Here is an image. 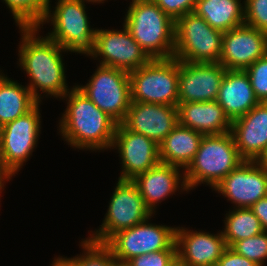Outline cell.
<instances>
[{
	"label": "cell",
	"mask_w": 267,
	"mask_h": 266,
	"mask_svg": "<svg viewBox=\"0 0 267 266\" xmlns=\"http://www.w3.org/2000/svg\"><path fill=\"white\" fill-rule=\"evenodd\" d=\"M177 256V250H160L134 257L128 261L130 266H168Z\"/></svg>",
	"instance_id": "cell-32"
},
{
	"label": "cell",
	"mask_w": 267,
	"mask_h": 266,
	"mask_svg": "<svg viewBox=\"0 0 267 266\" xmlns=\"http://www.w3.org/2000/svg\"><path fill=\"white\" fill-rule=\"evenodd\" d=\"M175 243L177 256L188 266H215L227 247L222 232L214 235L183 227H176Z\"/></svg>",
	"instance_id": "cell-18"
},
{
	"label": "cell",
	"mask_w": 267,
	"mask_h": 266,
	"mask_svg": "<svg viewBox=\"0 0 267 266\" xmlns=\"http://www.w3.org/2000/svg\"><path fill=\"white\" fill-rule=\"evenodd\" d=\"M117 147V148H116ZM118 149L122 171L118 179L133 180L160 163L159 145L152 139L117 124L112 149Z\"/></svg>",
	"instance_id": "cell-14"
},
{
	"label": "cell",
	"mask_w": 267,
	"mask_h": 266,
	"mask_svg": "<svg viewBox=\"0 0 267 266\" xmlns=\"http://www.w3.org/2000/svg\"><path fill=\"white\" fill-rule=\"evenodd\" d=\"M178 124L203 135L231 131L232 122L224 109L215 101L178 103Z\"/></svg>",
	"instance_id": "cell-22"
},
{
	"label": "cell",
	"mask_w": 267,
	"mask_h": 266,
	"mask_svg": "<svg viewBox=\"0 0 267 266\" xmlns=\"http://www.w3.org/2000/svg\"><path fill=\"white\" fill-rule=\"evenodd\" d=\"M64 98L68 105L60 119L59 132L66 143L75 149H111L118 123L100 110L77 85Z\"/></svg>",
	"instance_id": "cell-2"
},
{
	"label": "cell",
	"mask_w": 267,
	"mask_h": 266,
	"mask_svg": "<svg viewBox=\"0 0 267 266\" xmlns=\"http://www.w3.org/2000/svg\"><path fill=\"white\" fill-rule=\"evenodd\" d=\"M54 261V262H53ZM52 261L51 266H76L72 258L67 257H57Z\"/></svg>",
	"instance_id": "cell-36"
},
{
	"label": "cell",
	"mask_w": 267,
	"mask_h": 266,
	"mask_svg": "<svg viewBox=\"0 0 267 266\" xmlns=\"http://www.w3.org/2000/svg\"><path fill=\"white\" fill-rule=\"evenodd\" d=\"M243 161L231 132L204 135L193 160L184 170L186 186L191 190L203 183L213 189Z\"/></svg>",
	"instance_id": "cell-4"
},
{
	"label": "cell",
	"mask_w": 267,
	"mask_h": 266,
	"mask_svg": "<svg viewBox=\"0 0 267 266\" xmlns=\"http://www.w3.org/2000/svg\"><path fill=\"white\" fill-rule=\"evenodd\" d=\"M124 26L151 59L174 56L175 21L153 0L130 2Z\"/></svg>",
	"instance_id": "cell-3"
},
{
	"label": "cell",
	"mask_w": 267,
	"mask_h": 266,
	"mask_svg": "<svg viewBox=\"0 0 267 266\" xmlns=\"http://www.w3.org/2000/svg\"><path fill=\"white\" fill-rule=\"evenodd\" d=\"M86 85H77L85 95L118 124L125 120L130 103L129 73L99 65Z\"/></svg>",
	"instance_id": "cell-10"
},
{
	"label": "cell",
	"mask_w": 267,
	"mask_h": 266,
	"mask_svg": "<svg viewBox=\"0 0 267 266\" xmlns=\"http://www.w3.org/2000/svg\"><path fill=\"white\" fill-rule=\"evenodd\" d=\"M122 124L159 145L178 125L177 106L131 101Z\"/></svg>",
	"instance_id": "cell-17"
},
{
	"label": "cell",
	"mask_w": 267,
	"mask_h": 266,
	"mask_svg": "<svg viewBox=\"0 0 267 266\" xmlns=\"http://www.w3.org/2000/svg\"><path fill=\"white\" fill-rule=\"evenodd\" d=\"M152 215L136 184L118 179L101 227L88 238L106 243L117 232L140 224Z\"/></svg>",
	"instance_id": "cell-9"
},
{
	"label": "cell",
	"mask_w": 267,
	"mask_h": 266,
	"mask_svg": "<svg viewBox=\"0 0 267 266\" xmlns=\"http://www.w3.org/2000/svg\"><path fill=\"white\" fill-rule=\"evenodd\" d=\"M213 189L234 203V208H250L267 196V168L258 161L244 160Z\"/></svg>",
	"instance_id": "cell-13"
},
{
	"label": "cell",
	"mask_w": 267,
	"mask_h": 266,
	"mask_svg": "<svg viewBox=\"0 0 267 266\" xmlns=\"http://www.w3.org/2000/svg\"><path fill=\"white\" fill-rule=\"evenodd\" d=\"M19 66L26 71L30 82L27 84L32 96L40 103L42 95L63 98L70 90L66 83L62 51L59 44L48 37L37 36V27H19ZM61 52V53H60Z\"/></svg>",
	"instance_id": "cell-1"
},
{
	"label": "cell",
	"mask_w": 267,
	"mask_h": 266,
	"mask_svg": "<svg viewBox=\"0 0 267 266\" xmlns=\"http://www.w3.org/2000/svg\"><path fill=\"white\" fill-rule=\"evenodd\" d=\"M146 221L114 234L106 244L115 259L128 262L130 259L160 250H177L176 227L156 225Z\"/></svg>",
	"instance_id": "cell-11"
},
{
	"label": "cell",
	"mask_w": 267,
	"mask_h": 266,
	"mask_svg": "<svg viewBox=\"0 0 267 266\" xmlns=\"http://www.w3.org/2000/svg\"><path fill=\"white\" fill-rule=\"evenodd\" d=\"M108 266H130L128 264V262L126 261H120V260H117V259H113Z\"/></svg>",
	"instance_id": "cell-38"
},
{
	"label": "cell",
	"mask_w": 267,
	"mask_h": 266,
	"mask_svg": "<svg viewBox=\"0 0 267 266\" xmlns=\"http://www.w3.org/2000/svg\"><path fill=\"white\" fill-rule=\"evenodd\" d=\"M93 58H101L102 66L131 72L147 64L151 58L139 46L123 24V29H96Z\"/></svg>",
	"instance_id": "cell-12"
},
{
	"label": "cell",
	"mask_w": 267,
	"mask_h": 266,
	"mask_svg": "<svg viewBox=\"0 0 267 266\" xmlns=\"http://www.w3.org/2000/svg\"><path fill=\"white\" fill-rule=\"evenodd\" d=\"M2 189H4V186L3 185H0V193H2Z\"/></svg>",
	"instance_id": "cell-42"
},
{
	"label": "cell",
	"mask_w": 267,
	"mask_h": 266,
	"mask_svg": "<svg viewBox=\"0 0 267 266\" xmlns=\"http://www.w3.org/2000/svg\"><path fill=\"white\" fill-rule=\"evenodd\" d=\"M173 21L194 11L197 0H153Z\"/></svg>",
	"instance_id": "cell-33"
},
{
	"label": "cell",
	"mask_w": 267,
	"mask_h": 266,
	"mask_svg": "<svg viewBox=\"0 0 267 266\" xmlns=\"http://www.w3.org/2000/svg\"><path fill=\"white\" fill-rule=\"evenodd\" d=\"M250 209L259 219L262 229L267 231V196L258 200Z\"/></svg>",
	"instance_id": "cell-35"
},
{
	"label": "cell",
	"mask_w": 267,
	"mask_h": 266,
	"mask_svg": "<svg viewBox=\"0 0 267 266\" xmlns=\"http://www.w3.org/2000/svg\"><path fill=\"white\" fill-rule=\"evenodd\" d=\"M39 104L0 130V166L10 180L37 147L41 130Z\"/></svg>",
	"instance_id": "cell-8"
},
{
	"label": "cell",
	"mask_w": 267,
	"mask_h": 266,
	"mask_svg": "<svg viewBox=\"0 0 267 266\" xmlns=\"http://www.w3.org/2000/svg\"><path fill=\"white\" fill-rule=\"evenodd\" d=\"M223 32L211 27L194 12L175 21L174 58L179 61L219 62Z\"/></svg>",
	"instance_id": "cell-7"
},
{
	"label": "cell",
	"mask_w": 267,
	"mask_h": 266,
	"mask_svg": "<svg viewBox=\"0 0 267 266\" xmlns=\"http://www.w3.org/2000/svg\"><path fill=\"white\" fill-rule=\"evenodd\" d=\"M203 136L200 132L178 124L159 144L160 163L186 169Z\"/></svg>",
	"instance_id": "cell-23"
},
{
	"label": "cell",
	"mask_w": 267,
	"mask_h": 266,
	"mask_svg": "<svg viewBox=\"0 0 267 266\" xmlns=\"http://www.w3.org/2000/svg\"><path fill=\"white\" fill-rule=\"evenodd\" d=\"M37 103L27 86H23L0 73L1 126L26 114Z\"/></svg>",
	"instance_id": "cell-25"
},
{
	"label": "cell",
	"mask_w": 267,
	"mask_h": 266,
	"mask_svg": "<svg viewBox=\"0 0 267 266\" xmlns=\"http://www.w3.org/2000/svg\"><path fill=\"white\" fill-rule=\"evenodd\" d=\"M83 3H85V2H93V3H104V1H106V0H81Z\"/></svg>",
	"instance_id": "cell-41"
},
{
	"label": "cell",
	"mask_w": 267,
	"mask_h": 266,
	"mask_svg": "<svg viewBox=\"0 0 267 266\" xmlns=\"http://www.w3.org/2000/svg\"><path fill=\"white\" fill-rule=\"evenodd\" d=\"M231 134L240 156L257 161L267 148V102H260L231 124Z\"/></svg>",
	"instance_id": "cell-19"
},
{
	"label": "cell",
	"mask_w": 267,
	"mask_h": 266,
	"mask_svg": "<svg viewBox=\"0 0 267 266\" xmlns=\"http://www.w3.org/2000/svg\"><path fill=\"white\" fill-rule=\"evenodd\" d=\"M259 102H267V54L245 69Z\"/></svg>",
	"instance_id": "cell-30"
},
{
	"label": "cell",
	"mask_w": 267,
	"mask_h": 266,
	"mask_svg": "<svg viewBox=\"0 0 267 266\" xmlns=\"http://www.w3.org/2000/svg\"><path fill=\"white\" fill-rule=\"evenodd\" d=\"M168 266H188L178 256H176Z\"/></svg>",
	"instance_id": "cell-37"
},
{
	"label": "cell",
	"mask_w": 267,
	"mask_h": 266,
	"mask_svg": "<svg viewBox=\"0 0 267 266\" xmlns=\"http://www.w3.org/2000/svg\"><path fill=\"white\" fill-rule=\"evenodd\" d=\"M244 24L267 33V0H244Z\"/></svg>",
	"instance_id": "cell-31"
},
{
	"label": "cell",
	"mask_w": 267,
	"mask_h": 266,
	"mask_svg": "<svg viewBox=\"0 0 267 266\" xmlns=\"http://www.w3.org/2000/svg\"><path fill=\"white\" fill-rule=\"evenodd\" d=\"M226 70L219 62L179 61L178 103L217 100Z\"/></svg>",
	"instance_id": "cell-15"
},
{
	"label": "cell",
	"mask_w": 267,
	"mask_h": 266,
	"mask_svg": "<svg viewBox=\"0 0 267 266\" xmlns=\"http://www.w3.org/2000/svg\"><path fill=\"white\" fill-rule=\"evenodd\" d=\"M261 165L267 168V148L262 154V156L257 160Z\"/></svg>",
	"instance_id": "cell-39"
},
{
	"label": "cell",
	"mask_w": 267,
	"mask_h": 266,
	"mask_svg": "<svg viewBox=\"0 0 267 266\" xmlns=\"http://www.w3.org/2000/svg\"><path fill=\"white\" fill-rule=\"evenodd\" d=\"M222 232L226 246L232 247L237 241L261 234L264 230L259 219L250 208H234L226 214Z\"/></svg>",
	"instance_id": "cell-26"
},
{
	"label": "cell",
	"mask_w": 267,
	"mask_h": 266,
	"mask_svg": "<svg viewBox=\"0 0 267 266\" xmlns=\"http://www.w3.org/2000/svg\"><path fill=\"white\" fill-rule=\"evenodd\" d=\"M266 54V32L243 24L223 33L219 63L227 70H245Z\"/></svg>",
	"instance_id": "cell-16"
},
{
	"label": "cell",
	"mask_w": 267,
	"mask_h": 266,
	"mask_svg": "<svg viewBox=\"0 0 267 266\" xmlns=\"http://www.w3.org/2000/svg\"><path fill=\"white\" fill-rule=\"evenodd\" d=\"M57 1L55 10L49 8L37 28L51 22L53 29L46 37L59 44L66 52L90 56L94 52L96 29L90 27L85 3L81 0Z\"/></svg>",
	"instance_id": "cell-5"
},
{
	"label": "cell",
	"mask_w": 267,
	"mask_h": 266,
	"mask_svg": "<svg viewBox=\"0 0 267 266\" xmlns=\"http://www.w3.org/2000/svg\"><path fill=\"white\" fill-rule=\"evenodd\" d=\"M10 178L5 174L0 166V185L4 186V183L8 181Z\"/></svg>",
	"instance_id": "cell-40"
},
{
	"label": "cell",
	"mask_w": 267,
	"mask_h": 266,
	"mask_svg": "<svg viewBox=\"0 0 267 266\" xmlns=\"http://www.w3.org/2000/svg\"><path fill=\"white\" fill-rule=\"evenodd\" d=\"M238 254L263 266L267 259V231L237 241L232 247Z\"/></svg>",
	"instance_id": "cell-29"
},
{
	"label": "cell",
	"mask_w": 267,
	"mask_h": 266,
	"mask_svg": "<svg viewBox=\"0 0 267 266\" xmlns=\"http://www.w3.org/2000/svg\"><path fill=\"white\" fill-rule=\"evenodd\" d=\"M216 101L231 122L260 103L245 70H226Z\"/></svg>",
	"instance_id": "cell-21"
},
{
	"label": "cell",
	"mask_w": 267,
	"mask_h": 266,
	"mask_svg": "<svg viewBox=\"0 0 267 266\" xmlns=\"http://www.w3.org/2000/svg\"><path fill=\"white\" fill-rule=\"evenodd\" d=\"M19 27H37L51 7L50 0H3Z\"/></svg>",
	"instance_id": "cell-27"
},
{
	"label": "cell",
	"mask_w": 267,
	"mask_h": 266,
	"mask_svg": "<svg viewBox=\"0 0 267 266\" xmlns=\"http://www.w3.org/2000/svg\"><path fill=\"white\" fill-rule=\"evenodd\" d=\"M80 243L84 251L82 255L72 258L76 266H108L114 259L113 252L106 243L97 242L88 237Z\"/></svg>",
	"instance_id": "cell-28"
},
{
	"label": "cell",
	"mask_w": 267,
	"mask_h": 266,
	"mask_svg": "<svg viewBox=\"0 0 267 266\" xmlns=\"http://www.w3.org/2000/svg\"><path fill=\"white\" fill-rule=\"evenodd\" d=\"M131 101L178 105L179 60L151 59L129 72Z\"/></svg>",
	"instance_id": "cell-6"
},
{
	"label": "cell",
	"mask_w": 267,
	"mask_h": 266,
	"mask_svg": "<svg viewBox=\"0 0 267 266\" xmlns=\"http://www.w3.org/2000/svg\"><path fill=\"white\" fill-rule=\"evenodd\" d=\"M180 169L173 165L159 163L146 172L138 174L132 180L138 187L145 206L152 214L155 213L157 203H161L169 195L175 194L177 189L182 188L181 191H189L184 173L180 174Z\"/></svg>",
	"instance_id": "cell-20"
},
{
	"label": "cell",
	"mask_w": 267,
	"mask_h": 266,
	"mask_svg": "<svg viewBox=\"0 0 267 266\" xmlns=\"http://www.w3.org/2000/svg\"><path fill=\"white\" fill-rule=\"evenodd\" d=\"M217 266H260V265L238 254L231 247L227 246L223 251L221 258L218 260Z\"/></svg>",
	"instance_id": "cell-34"
},
{
	"label": "cell",
	"mask_w": 267,
	"mask_h": 266,
	"mask_svg": "<svg viewBox=\"0 0 267 266\" xmlns=\"http://www.w3.org/2000/svg\"><path fill=\"white\" fill-rule=\"evenodd\" d=\"M242 5L241 0H197L193 12L224 33L244 24Z\"/></svg>",
	"instance_id": "cell-24"
}]
</instances>
